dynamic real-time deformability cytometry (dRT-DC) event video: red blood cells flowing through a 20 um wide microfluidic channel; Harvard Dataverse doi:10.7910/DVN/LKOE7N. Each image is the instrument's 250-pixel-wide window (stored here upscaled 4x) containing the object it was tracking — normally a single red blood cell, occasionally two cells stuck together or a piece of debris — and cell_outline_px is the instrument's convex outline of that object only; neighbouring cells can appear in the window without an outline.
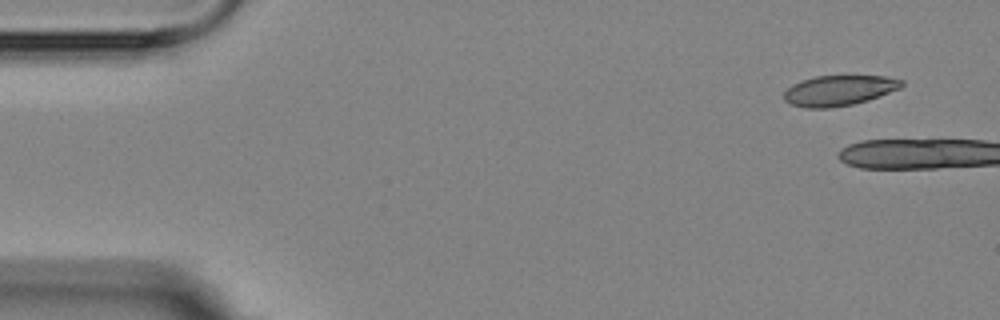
{"species": "Egyptian fruit bat (a non-hibernating species)", "species_latin": "Rousettus aegyptiacus", "temperature_condition": "room temperature", "stored_images_in_passage": 2, "camera_frame_rate_fps": 3000, "um_per_image_px": 0.085, "animal": {"sex": "female"}, "frame": {"image": 1, "passage_image": 1, "time_ms": 0.0, "image_size_px": [1000, 320], "cell_outline_px": [[904, 84], [900, 88], [868, 100], [852, 104], [832, 108], [804, 108], [792, 104], [784, 100], [784, 92], [792, 84], [800, 80], [816, 76], [884, 76], [904, 80]], "centroid_in_image_um": [71.3, 7.69], "position_along_channel_um": 13.7, "area_um2": 20.81}}